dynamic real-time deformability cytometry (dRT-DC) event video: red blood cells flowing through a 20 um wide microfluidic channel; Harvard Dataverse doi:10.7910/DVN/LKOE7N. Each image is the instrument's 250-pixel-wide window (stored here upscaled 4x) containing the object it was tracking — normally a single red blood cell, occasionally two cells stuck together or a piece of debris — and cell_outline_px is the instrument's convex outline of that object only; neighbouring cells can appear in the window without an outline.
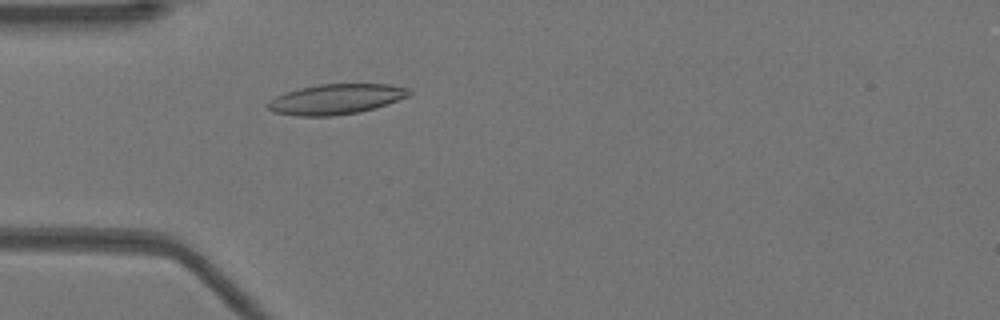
{"species": "Egyptian fruit bat (a non-hibernating species)", "species_latin": "Rousettus aegyptiacus", "temperature_condition": "warm", "stored_images_in_passage": 48, "camera_frame_rate_fps": 3000, "um_per_image_px": 0.085, "animal": {"sex": "female"}, "frame": {"image": 1, "passage_image": 12, "time_ms": 3.667, "image_size_px": [1000, 320], "cell_outline_px": [[412, 92], [408, 96], [376, 108], [360, 112], [332, 116], [296, 116], [272, 112], [268, 108], [268, 100], [284, 92], [300, 88], [320, 84], [388, 84], [408, 88]], "centroid_in_image_um": [28.53, 8.43], "position_along_channel_um": 56.5, "area_um2": 24.97}}
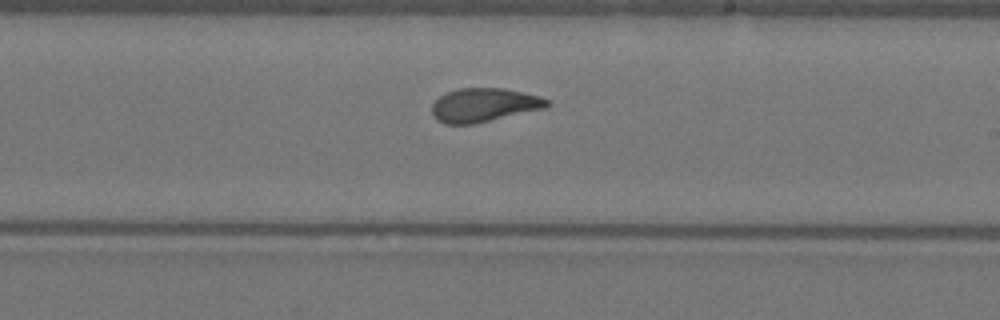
{"frame": {"image": 2, "passage_image": 27, "time_ms": 8.667, "image_size_px": [1000, 320], "cell_outline_px": [[548, 108], [472, 124], [444, 124], [436, 120], [432, 116], [432, 104], [440, 96], [456, 88], [504, 88], [540, 96], [548, 100]], "centroid_in_image_um": [41.13, 8.93], "position_along_channel_um": 247.9, "area_um2": 22.72}}
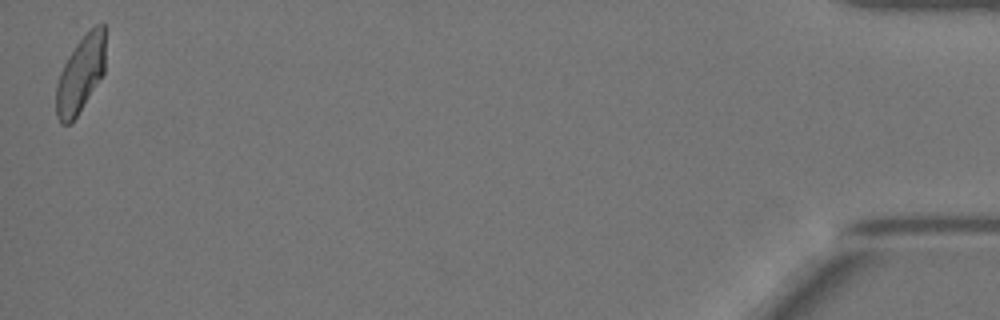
{"frame": {"image": 3, "passage_image": 48, "time_ms": 15.667, "image_size_px": [1000, 320], "cell_outline_px": [[104, 72], [76, 116], [68, 124], [60, 124], [56, 116], [56, 84], [60, 72], [68, 56], [76, 44], [96, 24], [104, 24]], "centroid_in_image_um": [6.81, 6.33], "position_along_channel_um": 428.4, "area_um2": 21.44}, "authors_computed_cell_mechanics": {"area_um2": 23.0911, "velocity_mm_per_s": 3.919, "shape_relaxation_time_tau1_ms": 5.4378, "shape_relaxation_time_tau2_ms": 1.0621, "deformation_change_tau1": 0.1882, "deformation_change_tau2": 0.06}}